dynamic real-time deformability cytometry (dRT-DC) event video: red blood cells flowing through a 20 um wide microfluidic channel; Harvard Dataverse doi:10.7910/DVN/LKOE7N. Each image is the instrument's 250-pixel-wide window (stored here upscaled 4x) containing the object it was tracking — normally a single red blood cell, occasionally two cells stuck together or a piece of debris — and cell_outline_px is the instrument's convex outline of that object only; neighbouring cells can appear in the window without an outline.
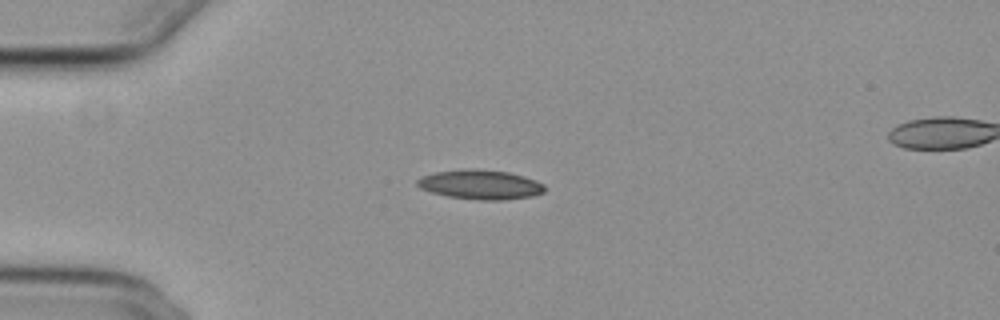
{"species": "common noctule bat (a hibernating species)", "species_latin": "Nyctalus noctula", "temperature_condition": "cold", "stored_images_in_passage": 41, "camera_frame_rate_fps": 3000, "um_per_image_px": 0.085, "animal": {"sex": "female", "body_mass_g": 29.2, "forearm_length_mm": 56.3}, "frame": {"image": 1, "passage_image": 1, "time_ms": 0.0, "image_size_px": [1000, 320], "cell_outline_px": [[544, 192], [532, 196], [504, 200], [480, 200], [448, 196], [432, 192], [420, 188], [416, 184], [416, 180], [424, 176], [436, 172], [508, 172], [524, 176], [536, 180], [544, 184]], "centroid_in_image_um": [40.89, 15.75], "position_along_channel_um": 44.1, "area_um2": 20.69}}
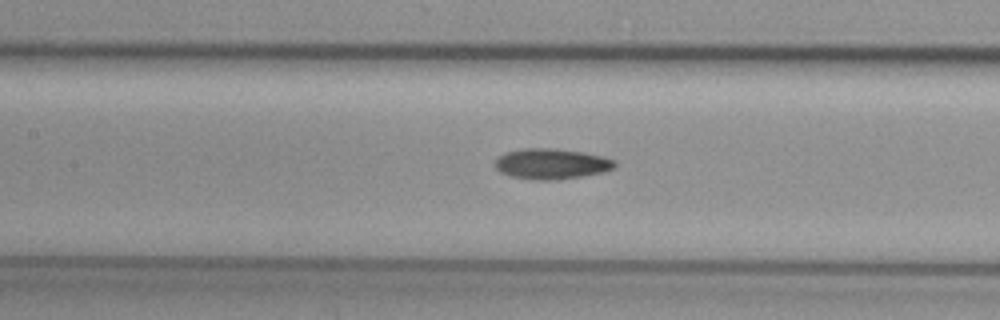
{"frame": {"image": 2, "passage_image": 12, "time_ms": 3.667, "image_size_px": [1000, 320], "cell_outline_px": [[616, 164], [612, 168], [604, 172], [556, 180], [528, 180], [508, 176], [500, 172], [492, 164], [500, 156], [508, 152], [524, 148], [556, 148], [584, 152], [616, 160]], "centroid_in_image_um": [46.83, 13.93], "position_along_channel_um": 160.6, "area_um2": 21.44}}
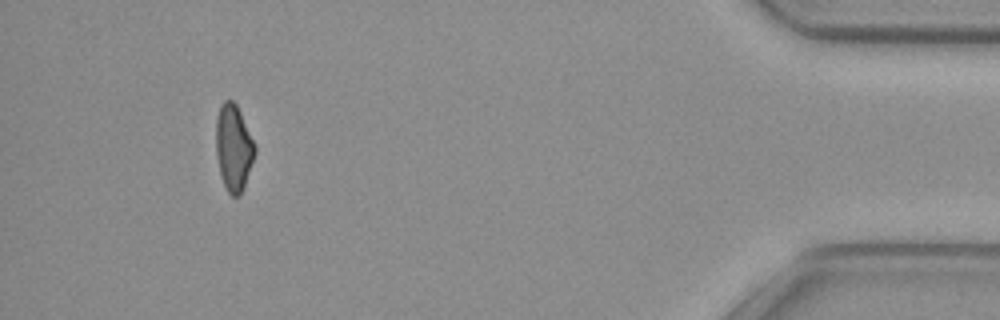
{"frame": {"image": 3, "passage_image": 37, "time_ms": 12.0, "image_size_px": [1000, 320], "cell_outline_px": [[256, 152], [244, 188], [240, 196], [232, 196], [228, 192], [224, 184], [220, 172], [216, 152], [216, 116], [220, 104], [224, 100], [232, 100], [236, 104], [256, 144]], "centroid_in_image_um": [19.86, 12.54], "position_along_channel_um": 415.3, "area_um2": 19.71}, "authors_computed_cell_mechanics": {"area_um2": 20.4612, "velocity_mm_per_s": 3.849, "shape_relaxation_time_tau1_ms": null, "shape_relaxation_time_tau2_ms": 6.5895, "deformation_change_tau1": null, "deformation_change_tau2": 0.1302}}